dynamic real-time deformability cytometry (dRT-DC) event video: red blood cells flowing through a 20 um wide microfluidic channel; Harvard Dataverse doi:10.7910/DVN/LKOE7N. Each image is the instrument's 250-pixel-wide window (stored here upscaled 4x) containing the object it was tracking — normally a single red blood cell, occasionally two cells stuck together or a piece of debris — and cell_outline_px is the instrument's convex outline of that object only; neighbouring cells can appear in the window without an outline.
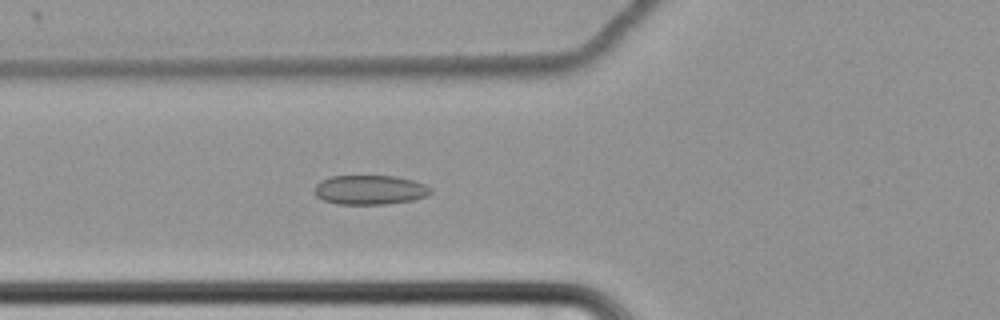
{"species": "common noctule bat (a hibernating species)", "species_latin": "Nyctalus noctula", "temperature_condition": "cold", "stored_images_in_passage": 52, "camera_frame_rate_fps": 3000, "um_per_image_px": 0.085, "animal": {"sex": "female", "body_mass_g": 22.7, "forearm_length_mm": 54.2}, "frame": {"image": 1, "passage_image": 15, "time_ms": 4.667, "image_size_px": [1000, 320], "cell_outline_px": [[432, 192], [428, 196], [412, 200], [384, 204], [336, 204], [324, 200], [316, 196], [316, 184], [320, 180], [332, 176], [396, 176], [412, 180], [424, 184], [432, 188]], "centroid_in_image_um": [31.46, 16.14], "position_along_channel_um": 94.3, "area_um2": 19.88}}
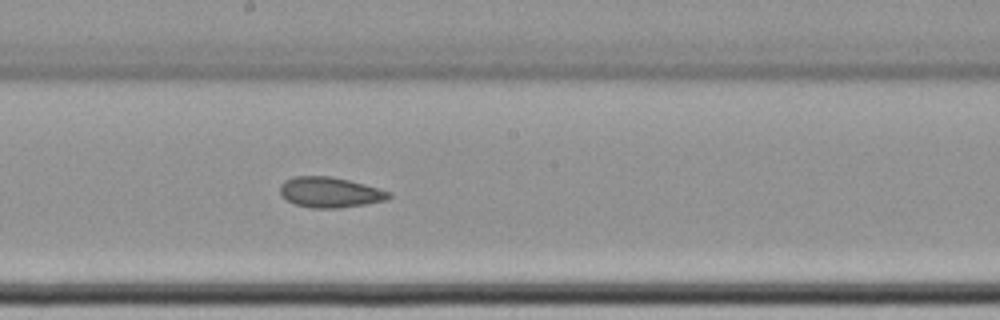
{"frame": {"image": 2, "passage_image": 26, "time_ms": 8.333, "image_size_px": [1000, 320], "cell_outline_px": [[392, 196], [388, 200], [340, 208], [312, 208], [296, 204], [280, 196], [280, 184], [284, 180], [296, 176], [332, 176], [380, 188], [392, 192]], "centroid_in_image_um": [28.06, 16.34], "position_along_channel_um": 220.1, "area_um2": 19.42}}
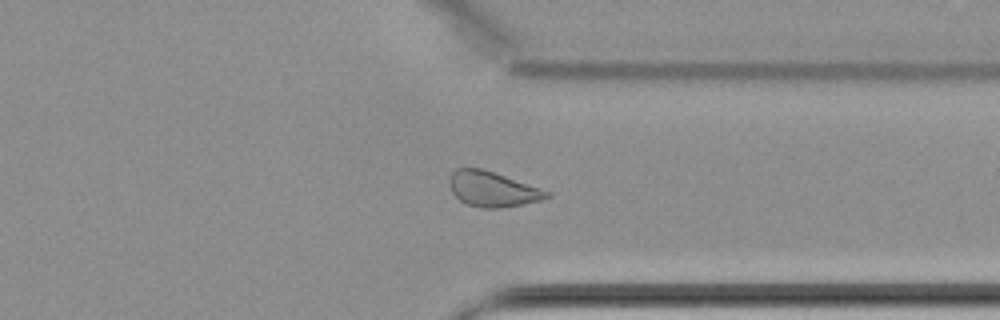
{"frame": {"image": 3, "passage_image": 39, "time_ms": 12.667, "image_size_px": [1000, 320], "cell_outline_px": [[552, 196], [540, 200], [500, 208], [484, 208], [468, 204], [460, 200], [452, 192], [448, 180], [452, 172], [456, 168], [480, 168], [552, 192]], "centroid_in_image_um": [41.85, 16.07], "position_along_channel_um": 369.6, "area_um2": 19.59}, "authors_computed_cell_mechanics": {"area_um2": 20.1722, "velocity_mm_per_s": 3.4311, "shape_relaxation_time_tau1_ms": null, "shape_relaxation_time_tau2_ms": 8.2936, "deformation_change_tau1": null, "deformation_change_tau2": 0.1099}}